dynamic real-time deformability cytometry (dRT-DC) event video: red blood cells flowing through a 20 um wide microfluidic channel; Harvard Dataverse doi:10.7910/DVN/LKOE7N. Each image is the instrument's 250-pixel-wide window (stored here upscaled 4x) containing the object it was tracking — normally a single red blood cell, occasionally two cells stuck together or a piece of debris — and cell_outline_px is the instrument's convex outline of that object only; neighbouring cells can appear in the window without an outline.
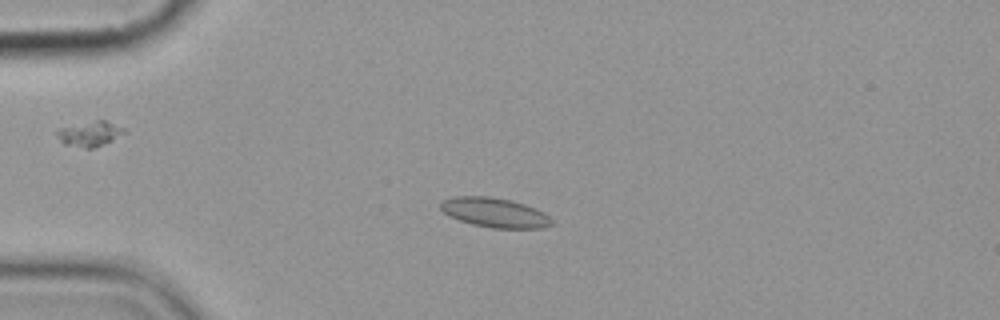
{"species": "common noctule bat (a hibernating species)", "species_latin": "Nyctalus noctula", "temperature_condition": "cold", "stored_images_in_passage": 4, "camera_frame_rate_fps": 3000, "um_per_image_px": 0.085, "animal": {"sex": "female", "body_mass_g": 19.9}, "frame": {"image": 1, "passage_image": 2, "time_ms": 1.0, "image_size_px": [1000, 320], "cell_outline_px": [[556, 224], [544, 228], [492, 228], [472, 224], [460, 220], [444, 212], [440, 208], [440, 204], [444, 200], [456, 196], [488, 196], [512, 200], [536, 208], [544, 212], [556, 220]], "centroid_in_image_um": [42.15, 18.08], "position_along_channel_um": 42.8, "area_um2": 19.31}}
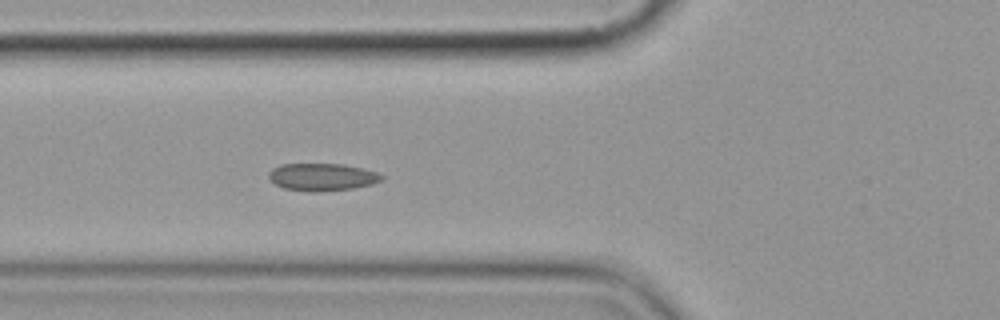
{"frame": {"image": 2, "passage_image": 4, "time_ms": 3.333, "image_size_px": [1000, 320], "cell_outline_px": [[384, 176], [380, 180], [372, 184], [352, 188], [316, 192], [308, 192], [284, 188], [276, 184], [268, 176], [268, 172], [272, 168], [280, 164], [344, 164], [376, 172]], "centroid_in_image_um": [27.34, 15.04], "position_along_channel_um": 98.5, "area_um2": 17.92}}